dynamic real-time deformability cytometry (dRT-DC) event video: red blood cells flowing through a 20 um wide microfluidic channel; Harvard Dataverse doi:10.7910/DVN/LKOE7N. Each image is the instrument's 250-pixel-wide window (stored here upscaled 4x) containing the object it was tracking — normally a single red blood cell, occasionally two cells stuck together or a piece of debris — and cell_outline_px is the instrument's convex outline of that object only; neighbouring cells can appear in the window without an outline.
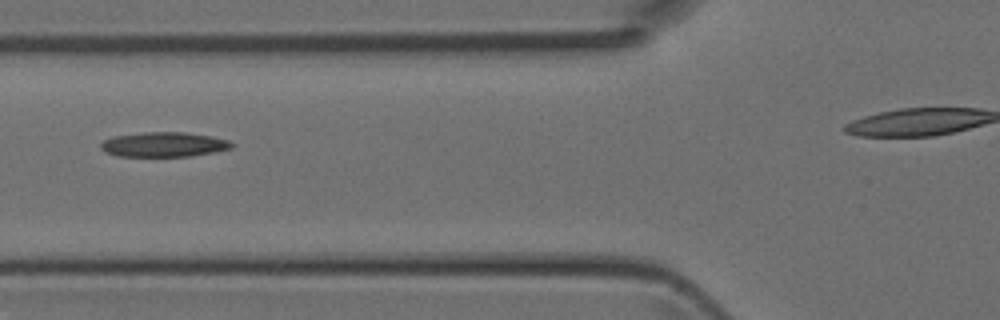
{"species": "Egyptian fruit bat (a non-hibernating species)", "species_latin": "Rousettus aegyptiacus", "temperature_condition": "room temperature", "stored_images_in_passage": 4, "segment_of_instrument_passage": [1, 2], "camera_frame_rate_fps": 3000, "um_per_image_px": 0.085, "animal": {"sex": "female"}, "frame": {"image": 1, "passage_image": 3, "time_ms": 0.667, "image_size_px": [1000, 320], "cell_outline_px": [[232, 148], [192, 156], [116, 156], [104, 152], [100, 148], [100, 144], [104, 140], [112, 136], [144, 132], [184, 132], [212, 136], [228, 140], [232, 144]], "centroid_in_image_um": [13.87, 12.28], "position_along_channel_um": 111.9, "area_um2": 18.9}}